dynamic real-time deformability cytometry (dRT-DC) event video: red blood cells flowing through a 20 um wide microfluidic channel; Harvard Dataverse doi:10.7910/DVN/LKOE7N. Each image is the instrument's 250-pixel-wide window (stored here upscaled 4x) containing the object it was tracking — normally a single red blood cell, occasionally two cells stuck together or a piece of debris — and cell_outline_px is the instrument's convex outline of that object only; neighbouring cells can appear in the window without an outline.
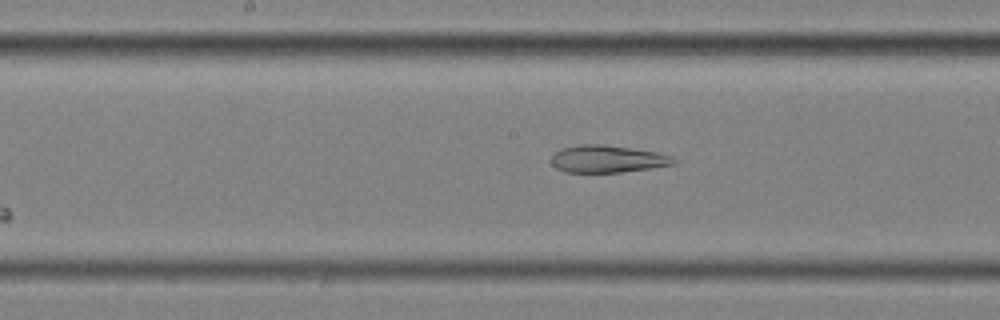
{"species": "common noctule bat (a hibernating species)", "species_latin": "Nyctalus noctula", "temperature_condition": "cold", "stored_images_in_passage": 22, "camera_frame_rate_fps": 3000, "um_per_image_px": 0.085, "animal": {"sex": "female", "body_mass_g": 25.1}, "frame": {"image": 1, "passage_image": 13, "time_ms": 4.0, "image_size_px": [1000, 320], "cell_outline_px": [[676, 164], [620, 172], [564, 172], [556, 168], [548, 160], [560, 148], [580, 144], [604, 144], [632, 148], [656, 152], [672, 156], [676, 160]], "centroid_in_image_um": [51.59, 13.5], "position_along_channel_um": 196.6, "area_um2": 19.54}}